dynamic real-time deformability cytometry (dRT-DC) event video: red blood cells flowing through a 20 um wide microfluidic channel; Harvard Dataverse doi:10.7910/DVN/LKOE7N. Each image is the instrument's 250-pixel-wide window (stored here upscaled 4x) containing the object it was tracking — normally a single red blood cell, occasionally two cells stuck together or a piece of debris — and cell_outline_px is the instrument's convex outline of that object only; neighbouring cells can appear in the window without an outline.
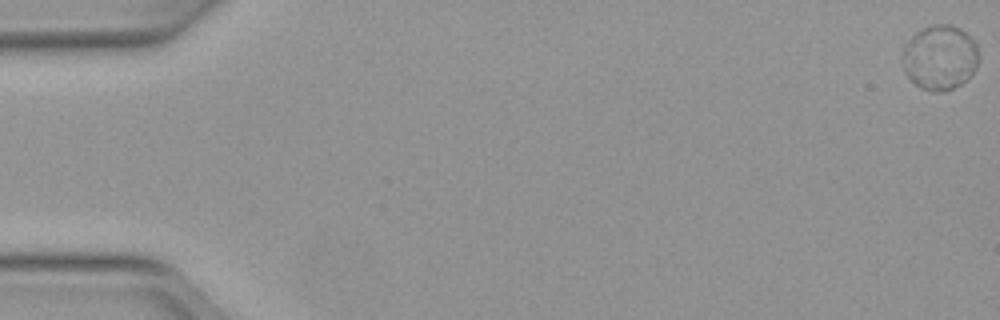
{"species": "Egyptian fruit bat (a non-hibernating species)", "species_latin": "Rousettus aegyptiacus", "temperature_condition": "warm", "stored_images_in_passage": 8, "segment_of_instrument_passage": [1, 2], "camera_frame_rate_fps": 3000, "um_per_image_px": 0.085, "animal": {"sex": "female"}, "frame": {"image": 1, "passage_image": 1, "time_ms": 0.0, "image_size_px": [1000, 320], "cell_outline_px": [[976, 68], [972, 76], [960, 84], [944, 92], [936, 92], [920, 88], [908, 76], [900, 60], [900, 56], [908, 40], [920, 28], [932, 24], [952, 24], [960, 28], [976, 44]], "centroid_in_image_um": [79.85, 4.88], "position_along_channel_um": 5.2, "area_um2": 28.84}}